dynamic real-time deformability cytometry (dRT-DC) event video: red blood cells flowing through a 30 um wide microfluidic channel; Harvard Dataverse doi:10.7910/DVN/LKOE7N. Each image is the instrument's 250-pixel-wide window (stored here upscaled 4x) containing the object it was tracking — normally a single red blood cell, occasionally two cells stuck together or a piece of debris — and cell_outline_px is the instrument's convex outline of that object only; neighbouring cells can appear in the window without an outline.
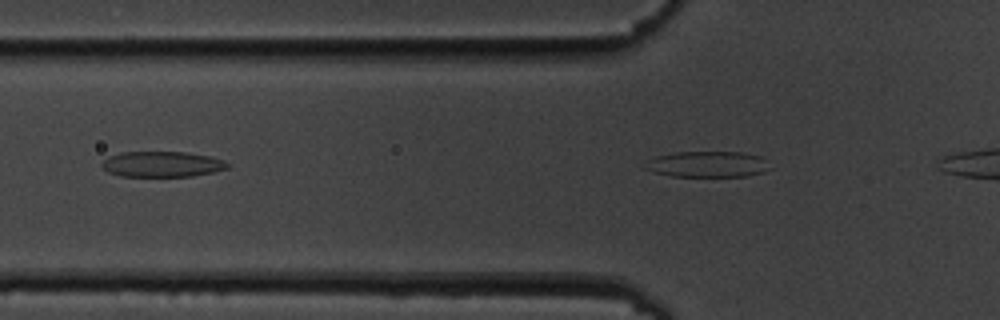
{"species": "common noctule bat (a hibernating species)", "species_latin": "Nyctalus noctula", "temperature_condition": "cold", "stored_images_in_passage": 3, "camera_frame_rate_fps": 3000, "um_per_image_px": 0.085, "animal": {"sex": "male", "body_mass_g": 19.5, "forearm_length_mm": 54.6}, "frame": {"image": 1, "passage_image": 3, "time_ms": 2.333, "image_size_px": [1000, 320], "cell_outline_px": [[768, 168], [764, 172], [748, 176], [672, 176], [656, 172], [644, 168], [648, 160], [656, 156], [676, 152], [740, 152], [760, 156], [764, 160]], "centroid_in_image_um": [60.13, 13.96], "position_along_channel_um": 65.7, "area_um2": 18.55}}